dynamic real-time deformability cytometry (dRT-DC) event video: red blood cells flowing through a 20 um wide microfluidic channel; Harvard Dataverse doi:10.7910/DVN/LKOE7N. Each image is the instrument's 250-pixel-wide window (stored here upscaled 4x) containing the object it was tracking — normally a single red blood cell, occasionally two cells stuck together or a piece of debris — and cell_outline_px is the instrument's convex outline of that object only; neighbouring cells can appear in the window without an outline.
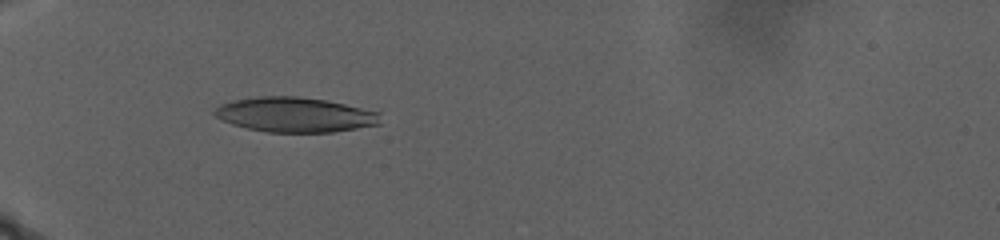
{"species": "human", "species_latin": "Homo sapiens", "temperature_condition": "warm", "stored_images_in_passage": 77, "camera_frame_rate_fps": 3000, "um_per_image_px": 0.085, "donor": {"sex": "male"}, "frame": {"image": 1, "passage_image": 25, "time_ms": 12.667, "image_size_px": [1000, 240], "cell_outline_px": [[380, 124], [332, 132], [268, 132], [248, 128], [232, 124], [220, 120], [212, 112], [220, 104], [232, 100], [256, 96], [296, 96], [324, 100], [344, 104], [380, 112]], "centroid_in_image_um": [25.04, 9.74], "position_along_channel_um": 60.0, "area_um2": 33.58}}
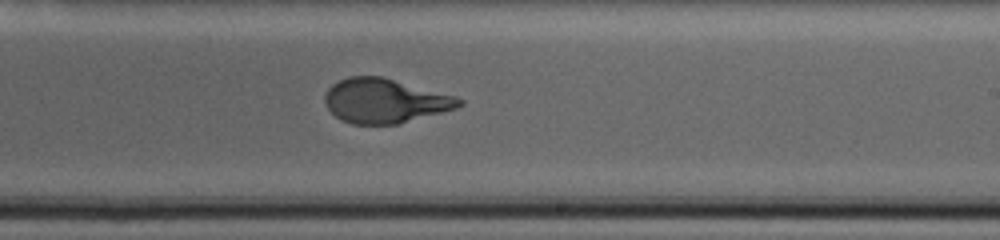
{"frame": {"image": 2, "passage_image": 47, "time_ms": 22.667, "image_size_px": [1000, 240], "cell_outline_px": [[464, 104], [456, 108], [396, 124], [352, 124], [340, 120], [324, 104], [324, 96], [328, 88], [332, 84], [348, 76], [380, 76], [456, 96], [464, 100]], "centroid_in_image_um": [32.69, 8.56], "position_along_channel_um": 256.3, "area_um2": 34.51}}
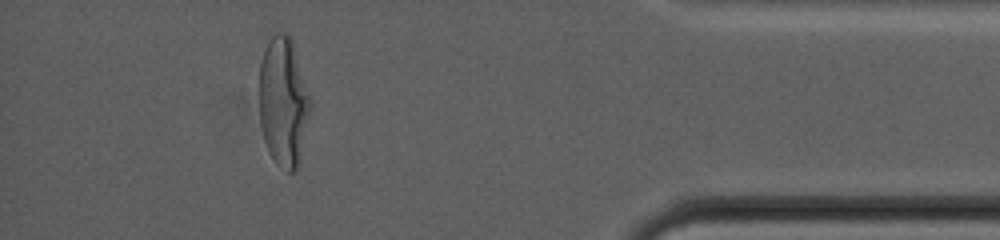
{"frame": {"image": 3, "passage_image": 70, "time_ms": 31.333, "image_size_px": [1000, 240], "cell_outline_px": [[312, 104], [300, 164], [296, 172], [288, 172], [276, 164], [268, 152], [264, 140], [260, 124], [260, 64], [268, 40], [276, 32], [288, 32], [292, 36], [312, 100]], "centroid_in_image_um": [24.13, 8.66], "position_along_channel_um": 411.1, "area_um2": 39.48}, "authors_computed_cell_mechanics": {"area_um2": 35.258, "velocity_mm_per_s": 2.179, "shape_relaxation_time_tau1_ms": 7.6773, "shape_relaxation_time_tau2_ms": null, "deformation_change_tau1": 0.2424, "deformation_change_tau2": null}}